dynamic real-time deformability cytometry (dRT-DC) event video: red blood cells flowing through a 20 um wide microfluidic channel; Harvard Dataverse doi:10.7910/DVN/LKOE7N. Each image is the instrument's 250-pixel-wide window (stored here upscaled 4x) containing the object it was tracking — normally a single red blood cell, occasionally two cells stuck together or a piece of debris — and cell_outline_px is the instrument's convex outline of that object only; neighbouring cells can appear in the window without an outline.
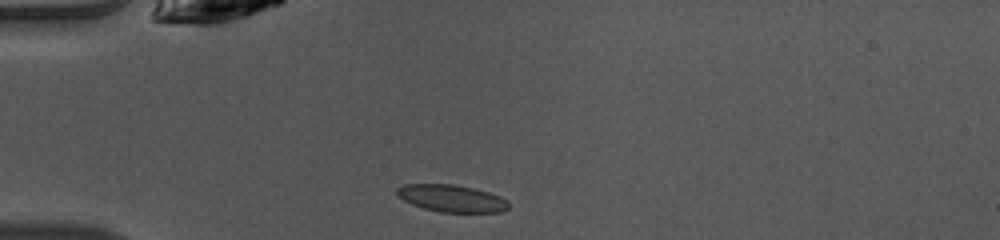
{"species": "common noctule bat (a hibernating species)", "species_latin": "Nyctalus noctula", "temperature_condition": "warm", "stored_images_in_passage": 37, "camera_frame_rate_fps": 3000, "um_per_image_px": 0.085, "animal": {"sex": "female", "body_mass_g": 10.0, "forearm_length_mm": 53.1}, "frame": {"image": 1, "passage_image": 1, "time_ms": 0.0, "image_size_px": [1000, 240], "cell_outline_px": [[508, 208], [500, 212], [440, 212], [424, 208], [412, 204], [404, 200], [396, 192], [396, 188], [404, 184], [452, 184], [472, 188], [488, 192], [500, 196], [508, 200]], "centroid_in_image_um": [38.39, 16.86], "position_along_channel_um": 46.6, "area_um2": 17.51}}
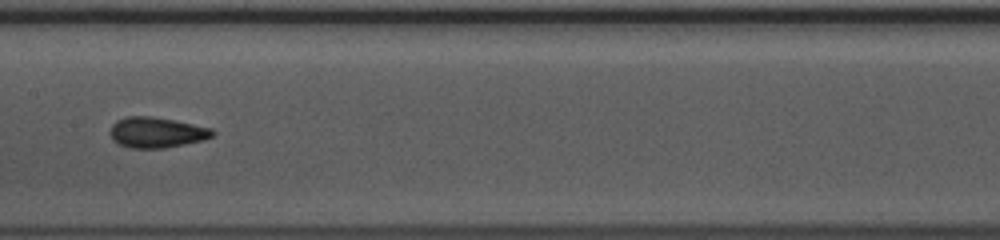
{"frame": {"image": 2, "passage_image": 13, "time_ms": 4.0, "image_size_px": [1000, 240], "cell_outline_px": [[216, 132], [212, 136], [204, 140], [164, 148], [132, 148], [120, 144], [112, 140], [108, 132], [112, 124], [116, 120], [124, 116], [152, 116], [176, 120], [212, 128]], "centroid_in_image_um": [13.29, 11.24], "position_along_channel_um": 194.1, "area_um2": 18.5}}
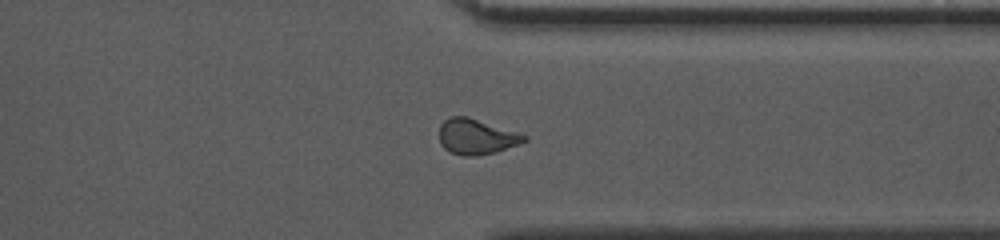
{"frame": {"image": 3, "passage_image": 26, "time_ms": 8.333, "image_size_px": [1000, 240], "cell_outline_px": [[528, 140], [520, 144], [496, 152], [476, 156], [460, 156], [448, 152], [440, 144], [440, 124], [444, 120], [452, 116], [468, 116], [520, 132], [528, 136]], "centroid_in_image_um": [40.52, 11.62], "position_along_channel_um": 370.9, "area_um2": 17.98}, "authors_computed_cell_mechanics": {"area_um2": 17.7446, "velocity_mm_per_s": 4.0937, "shape_relaxation_time_tau1_ms": 4.1111, "shape_relaxation_time_tau2_ms": 1.4375, "deformation_change_tau1": 0.1495, "deformation_change_tau2": 0.0767}}